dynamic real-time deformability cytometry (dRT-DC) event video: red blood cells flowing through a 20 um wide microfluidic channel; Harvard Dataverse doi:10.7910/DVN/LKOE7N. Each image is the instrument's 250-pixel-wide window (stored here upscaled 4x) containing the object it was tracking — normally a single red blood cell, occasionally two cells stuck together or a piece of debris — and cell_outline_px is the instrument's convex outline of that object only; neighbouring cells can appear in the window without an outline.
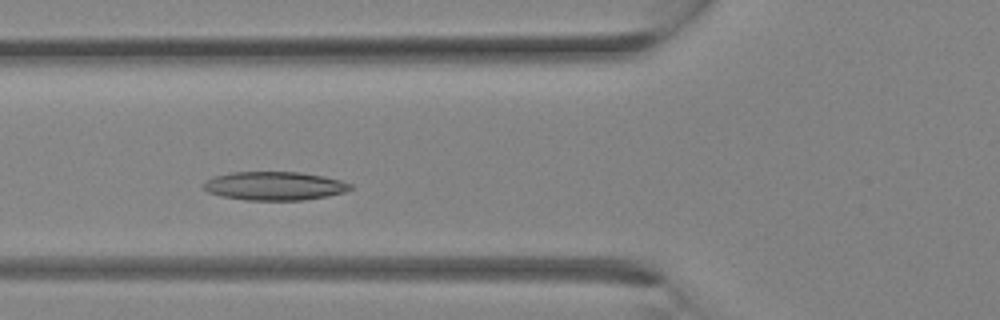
{"species": "Egyptian fruit bat (a non-hibernating species)", "species_latin": "Rousettus aegyptiacus", "temperature_condition": "room temperature", "stored_images_in_passage": 27, "camera_frame_rate_fps": 3000, "um_per_image_px": 0.085, "animal": {"sex": "female"}, "frame": {"image": 1, "passage_image": 7, "time_ms": 2.0, "image_size_px": [1000, 320], "cell_outline_px": [[352, 188], [344, 192], [328, 196], [304, 200], [244, 200], [220, 196], [208, 192], [200, 188], [200, 184], [212, 176], [232, 172], [300, 172], [324, 176], [340, 180], [352, 184]], "centroid_in_image_um": [23.27, 15.8], "position_along_channel_um": 102.5, "area_um2": 24.8}}
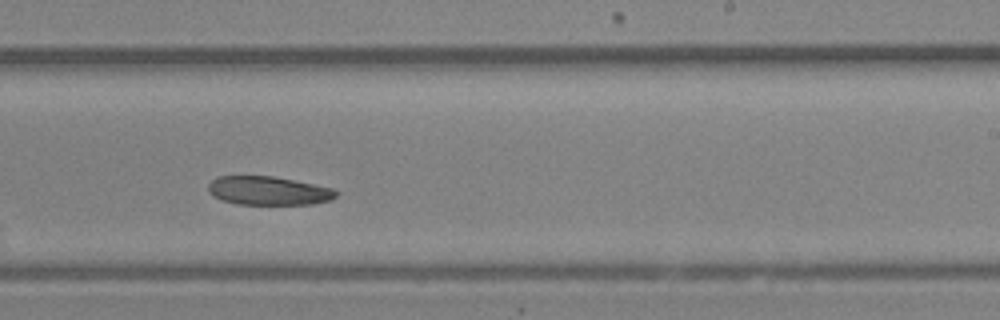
{"frame": {"image": 2, "passage_image": 15, "time_ms": 4.667, "image_size_px": [1000, 320], "cell_outline_px": [[340, 192], [332, 200], [312, 204], [240, 204], [224, 200], [212, 196], [208, 192], [208, 184], [216, 176], [272, 176], [336, 188]], "centroid_in_image_um": [22.86, 16.2], "position_along_channel_um": 266.1, "area_um2": 21.5}}
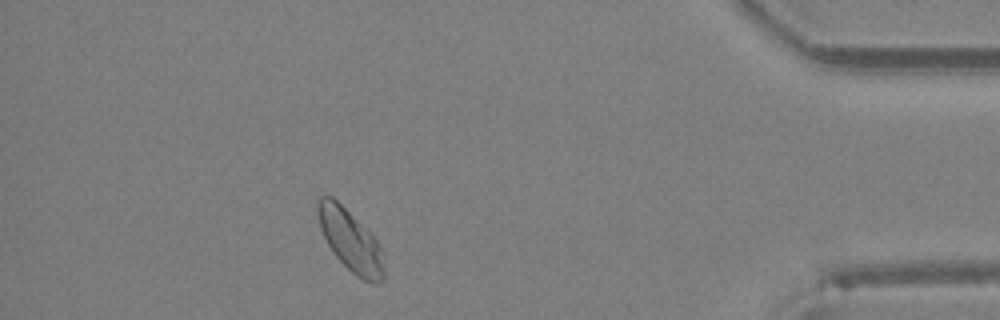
{"frame": {"image": 3, "passage_image": 24, "time_ms": 7.667, "image_size_px": [1000, 320], "cell_outline_px": [[384, 280], [376, 284], [372, 284], [356, 276], [336, 256], [328, 244], [320, 228], [316, 212], [316, 204], [320, 196], [332, 196], [376, 240], [384, 252]], "centroid_in_image_um": [29.79, 20.48], "position_along_channel_um": 405.4, "area_um2": 23.47}}